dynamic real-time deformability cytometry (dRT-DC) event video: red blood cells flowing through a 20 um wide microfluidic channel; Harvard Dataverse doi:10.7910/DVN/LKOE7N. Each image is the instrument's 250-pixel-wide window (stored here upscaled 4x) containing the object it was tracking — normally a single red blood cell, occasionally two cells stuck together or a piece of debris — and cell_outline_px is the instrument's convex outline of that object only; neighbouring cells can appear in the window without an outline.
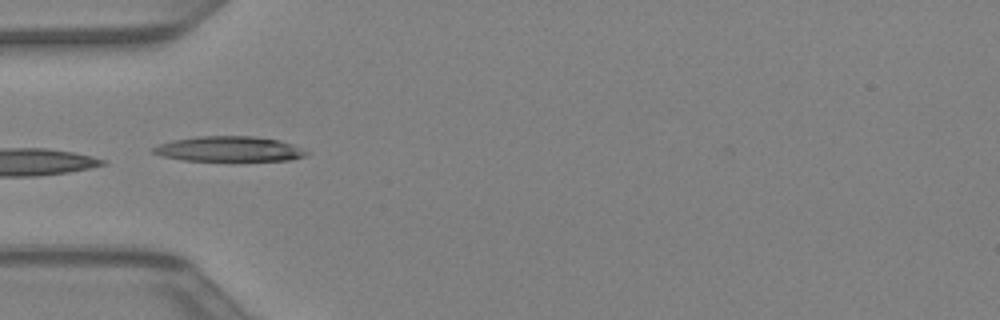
{"species": "Egyptian fruit bat (a non-hibernating species)", "species_latin": "Rousettus aegyptiacus", "temperature_condition": "warm", "stored_images_in_passage": 19, "camera_frame_rate_fps": 3000, "um_per_image_px": 0.085, "animal": {"sex": "female"}, "frame": {"image": 1, "passage_image": 1, "time_ms": 0.0, "image_size_px": [1000, 320], "cell_outline_px": [[312, 152], [304, 156], [292, 160], [184, 160], [160, 156], [152, 152], [152, 148], [160, 144], [172, 140], [200, 136], [252, 136], [280, 140], [292, 144]], "centroid_in_image_um": [19.5, 12.66], "position_along_channel_um": 65.5, "area_um2": 22.37}}